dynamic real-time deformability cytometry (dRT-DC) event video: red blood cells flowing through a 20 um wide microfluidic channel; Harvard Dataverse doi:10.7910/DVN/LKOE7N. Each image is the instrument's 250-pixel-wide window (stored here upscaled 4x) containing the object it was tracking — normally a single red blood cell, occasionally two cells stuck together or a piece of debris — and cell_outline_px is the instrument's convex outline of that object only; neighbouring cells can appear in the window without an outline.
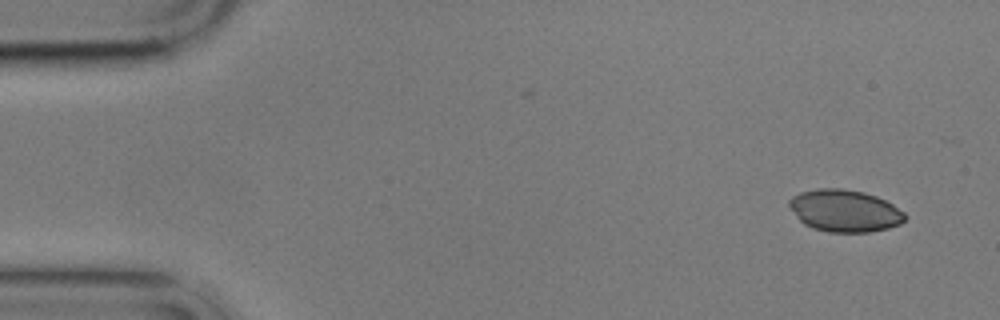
{"species": "common noctule bat (a hibernating species)", "species_latin": "Nyctalus noctula", "temperature_condition": "cold", "stored_images_in_passage": 5, "segment_of_instrument_passage": [1, 2], "camera_frame_rate_fps": 3000, "um_per_image_px": 0.085, "animal": {"sex": "male", "body_mass_g": 17.9}, "frame": {"image": 1, "passage_image": 1, "time_ms": 0.0, "image_size_px": [1000, 320], "cell_outline_px": [[908, 216], [900, 224], [888, 228], [868, 232], [828, 232], [812, 228], [804, 224], [800, 220], [788, 204], [788, 200], [792, 196], [800, 192], [816, 188], [844, 188], [864, 192], [876, 196], [892, 204], [904, 212]], "centroid_in_image_um": [71.8, 17.9], "position_along_channel_um": 13.2, "area_um2": 28.5}}